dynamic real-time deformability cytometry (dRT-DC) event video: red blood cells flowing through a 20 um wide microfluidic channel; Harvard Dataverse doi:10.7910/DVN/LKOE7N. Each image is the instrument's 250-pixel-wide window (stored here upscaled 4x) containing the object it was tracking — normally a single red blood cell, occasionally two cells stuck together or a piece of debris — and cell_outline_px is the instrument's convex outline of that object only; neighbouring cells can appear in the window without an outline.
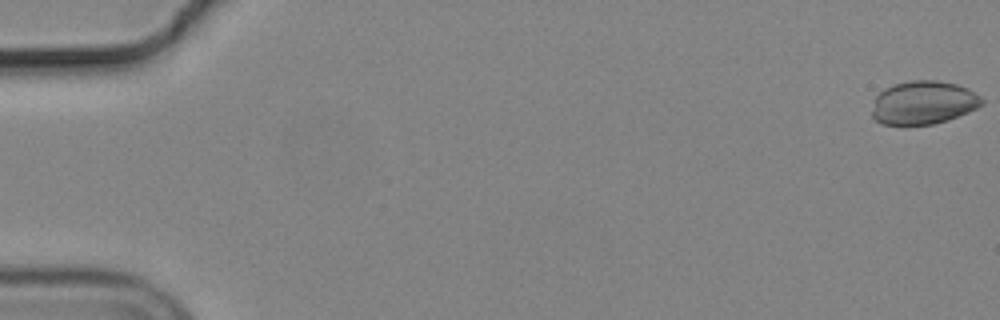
{"species": "common noctule bat (a hibernating species)", "species_latin": "Nyctalus noctula", "temperature_condition": "cold", "stored_images_in_passage": 47, "camera_frame_rate_fps": 3000, "um_per_image_px": 0.085, "animal": {"sex": "male", "body_mass_g": 19.2, "forearm_length_mm": 51.8}, "frame": {"image": 1, "passage_image": 1, "time_ms": 0.0, "image_size_px": [1000, 320], "cell_outline_px": [[984, 104], [968, 112], [948, 120], [932, 124], [880, 124], [872, 116], [872, 112], [876, 96], [884, 88], [892, 84], [912, 80], [936, 80], [956, 84], [968, 88], [980, 96], [984, 100]], "centroid_in_image_um": [78.5, 8.71], "position_along_channel_um": 6.5, "area_um2": 27.74}}
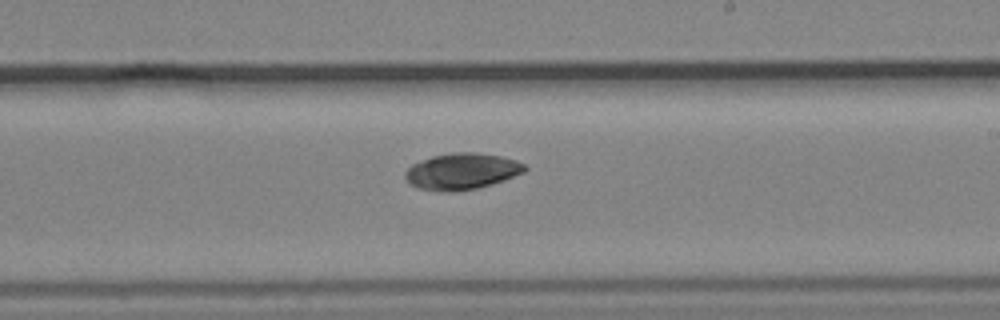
{"frame": {"image": 2, "passage_image": 34, "time_ms": 11.0, "image_size_px": [1000, 320], "cell_outline_px": [[528, 168], [524, 172], [504, 180], [492, 184], [476, 188], [456, 192], [440, 192], [416, 188], [408, 184], [404, 176], [404, 172], [412, 164], [432, 156], [452, 152], [476, 152], [500, 156], [516, 160], [524, 164]], "centroid_in_image_um": [39.22, 14.57], "position_along_channel_um": 249.8, "area_um2": 25.61}}
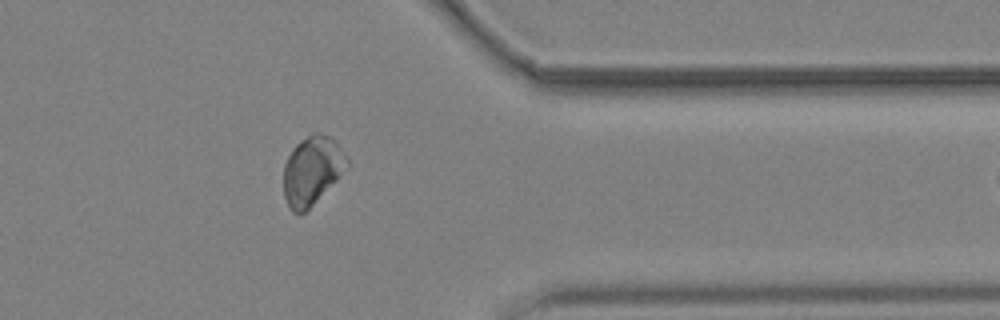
{"frame": {"image": 3, "passage_image": 46, "time_ms": 15.0, "image_size_px": [1000, 320], "cell_outline_px": [[348, 168], [300, 216], [292, 212], [284, 196], [284, 164], [292, 148], [300, 140], [316, 132], [320, 132], [336, 140], [348, 160]], "centroid_in_image_um": [26.52, 14.47], "position_along_channel_um": 384.9, "area_um2": 25.14}}